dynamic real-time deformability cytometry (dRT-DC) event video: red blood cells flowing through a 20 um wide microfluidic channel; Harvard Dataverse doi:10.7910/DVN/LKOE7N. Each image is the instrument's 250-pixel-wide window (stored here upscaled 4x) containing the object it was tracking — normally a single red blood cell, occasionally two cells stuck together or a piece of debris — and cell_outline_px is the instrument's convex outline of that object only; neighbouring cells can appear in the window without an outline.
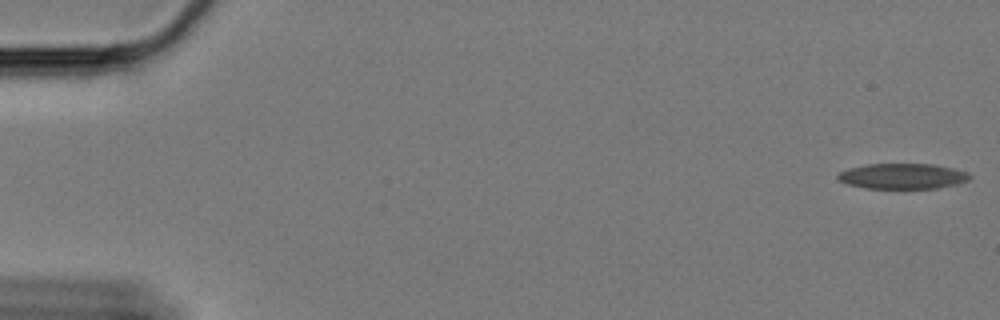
{"species": "Egyptian fruit bat (a non-hibernating species)", "species_latin": "Rousettus aegyptiacus", "temperature_condition": "cold", "stored_images_in_passage": 61, "camera_frame_rate_fps": 3000, "um_per_image_px": 0.085, "animal": {"sex": "female"}, "frame": {"image": 1, "passage_image": 1, "time_ms": 0.0, "image_size_px": [1000, 320], "cell_outline_px": [[972, 176], [968, 180], [956, 184], [936, 188], [864, 188], [848, 184], [836, 180], [836, 176], [840, 172], [848, 168], [864, 164], [932, 164], [952, 168], [968, 172]], "centroid_in_image_um": [76.68, 14.97], "position_along_channel_um": 8.3, "area_um2": 19.59}}
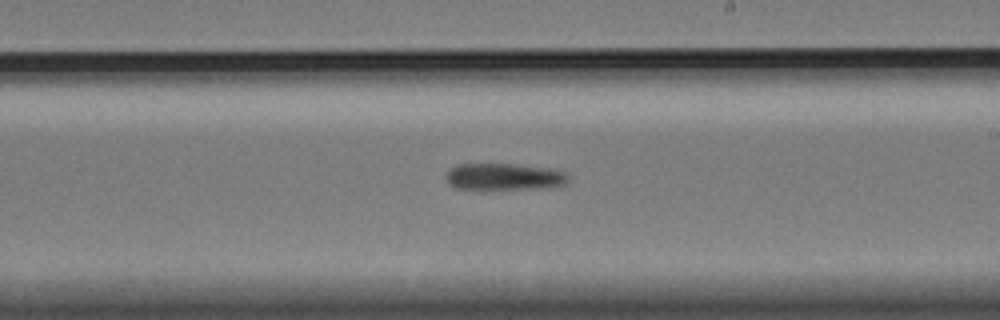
{"frame": {"image": 2, "passage_image": 36, "time_ms": 11.667, "image_size_px": [1000, 320], "cell_outline_px": [[572, 176], [568, 184], [548, 188], [456, 188], [448, 184], [444, 180], [444, 176], [448, 168], [456, 164], [516, 164], [548, 168], [568, 172]], "centroid_in_image_um": [42.89, 15.0], "position_along_channel_um": 246.1, "area_um2": 19.42}}
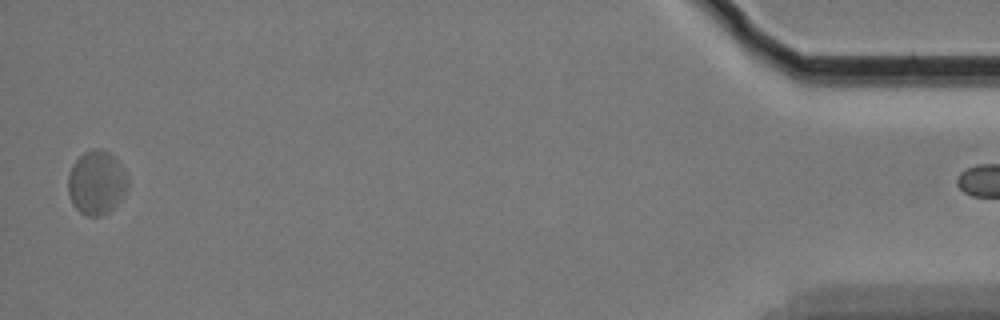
{"frame": {"image": 3, "passage_image": 60, "time_ms": 19.667, "image_size_px": [1000, 320], "cell_outline_px": [[128, 188], [124, 196], [108, 212], [100, 216], [88, 216], [80, 212], [72, 204], [68, 192], [68, 172], [72, 164], [84, 152], [92, 148], [100, 148], [108, 152], [120, 164], [128, 176]], "centroid_in_image_um": [8.2, 15.52], "position_along_channel_um": 427.0, "area_um2": 22.37}}